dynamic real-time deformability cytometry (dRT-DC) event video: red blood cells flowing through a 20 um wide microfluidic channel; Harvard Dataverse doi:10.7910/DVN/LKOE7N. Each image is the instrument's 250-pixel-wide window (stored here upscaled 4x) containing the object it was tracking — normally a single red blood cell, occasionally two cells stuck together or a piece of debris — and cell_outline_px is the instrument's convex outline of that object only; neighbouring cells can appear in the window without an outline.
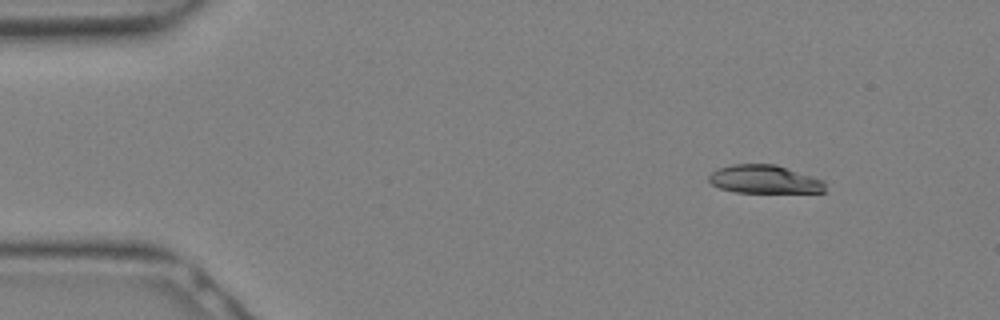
{"species": "Egyptian fruit bat (a non-hibernating species)", "species_latin": "Rousettus aegyptiacus", "temperature_condition": "warm", "stored_images_in_passage": 19, "camera_frame_rate_fps": 3000, "um_per_image_px": 0.085, "animal": {"sex": "female"}, "frame": {"image": 1, "passage_image": 1, "time_ms": 0.0, "image_size_px": [1000, 320], "cell_outline_px": [[824, 192], [736, 192], [720, 188], [712, 184], [708, 180], [708, 176], [716, 168], [732, 164], [776, 164], [824, 180]], "centroid_in_image_um": [64.94, 15.23], "position_along_channel_um": 20.1, "area_um2": 19.13}}
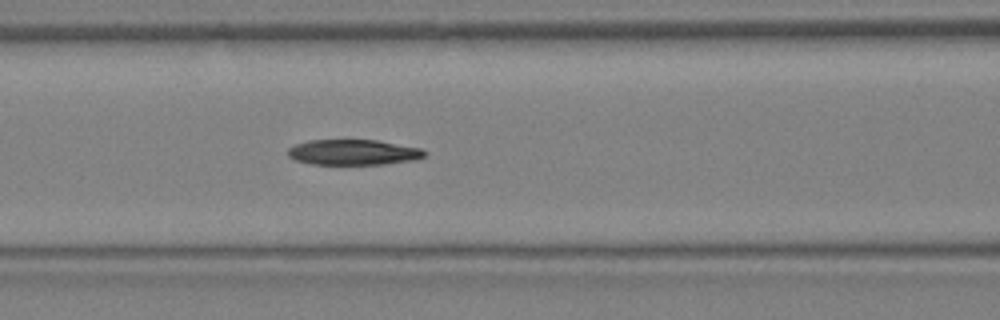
{"frame": {"image": 2, "passage_image": 10, "time_ms": 3.0, "image_size_px": [1000, 320], "cell_outline_px": [[428, 152], [424, 156], [416, 160], [384, 164], [312, 164], [296, 160], [288, 156], [288, 148], [296, 144], [308, 140], [376, 140], [420, 148]], "centroid_in_image_um": [30.04, 12.94], "position_along_channel_um": 136.6, "area_um2": 20.23}}
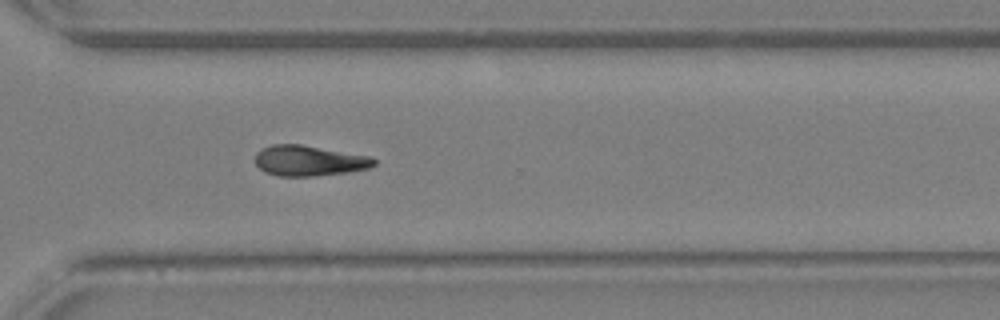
{"frame": {"image": 3, "passage_image": 19, "time_ms": 6.0, "image_size_px": [1000, 320], "cell_outline_px": [[376, 164], [368, 168], [348, 172], [316, 176], [280, 176], [264, 172], [256, 164], [256, 152], [260, 148], [272, 144], [300, 144], [368, 156], [376, 160]], "centroid_in_image_um": [26.23, 13.66], "position_along_channel_um": 344.4, "area_um2": 21.04}}